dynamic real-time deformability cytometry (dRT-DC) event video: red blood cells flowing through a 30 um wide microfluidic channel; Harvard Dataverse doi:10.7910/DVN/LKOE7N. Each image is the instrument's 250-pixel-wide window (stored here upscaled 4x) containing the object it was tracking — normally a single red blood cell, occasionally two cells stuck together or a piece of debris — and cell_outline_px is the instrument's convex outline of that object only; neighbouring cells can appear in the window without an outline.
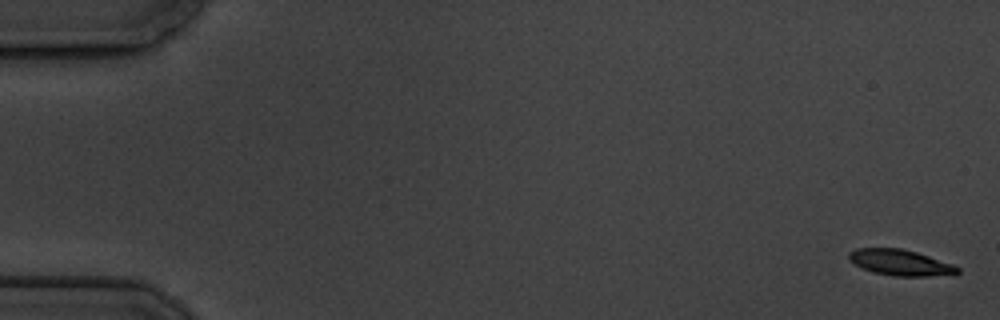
{"species": "common noctule bat (a hibernating species)", "species_latin": "Nyctalus noctula", "temperature_condition": "cold", "stored_images_in_passage": 6, "camera_frame_rate_fps": 3000, "um_per_image_px": 0.085, "animal": {"sex": "male", "body_mass_g": 19.5, "forearm_length_mm": 54.6}, "frame": {"image": 1, "passage_image": 1, "time_ms": 0.0, "image_size_px": [1000, 320], "cell_outline_px": [[960, 272], [956, 276], [892, 276], [872, 272], [848, 260], [848, 252], [856, 248], [900, 248], [916, 252], [952, 264], [960, 268]], "centroid_in_image_um": [76.57, 22.33], "position_along_channel_um": 8.4, "area_um2": 16.59}}